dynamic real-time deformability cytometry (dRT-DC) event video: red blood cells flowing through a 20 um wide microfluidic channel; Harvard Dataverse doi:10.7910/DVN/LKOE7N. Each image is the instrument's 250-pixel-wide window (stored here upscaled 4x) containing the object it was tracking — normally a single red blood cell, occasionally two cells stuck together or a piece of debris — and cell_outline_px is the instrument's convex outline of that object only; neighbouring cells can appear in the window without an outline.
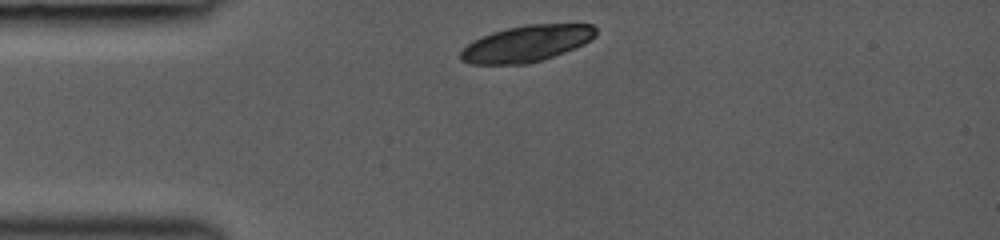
{"species": "common noctule bat (a hibernating species)", "species_latin": "Nyctalus noctula", "temperature_condition": "room temperature", "stored_images_in_passage": 21, "camera_frame_rate_fps": 3000, "um_per_image_px": 0.085, "animal": {"sex": "female", "body_mass_g": 19.0, "forearm_length_mm": 53.3}, "frame": {"image": 1, "passage_image": 1, "time_ms": 0.0, "image_size_px": [1000, 240], "cell_outline_px": [[596, 36], [584, 44], [564, 52], [528, 64], [472, 64], [460, 60], [460, 52], [468, 44], [492, 32], [524, 24], [592, 24], [596, 28]], "centroid_in_image_um": [44.78, 3.7], "position_along_channel_um": 40.2, "area_um2": 28.38}}
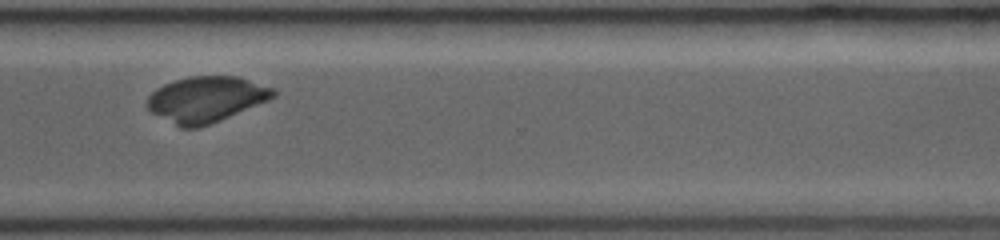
{"frame": {"image": 2, "passage_image": 18, "time_ms": 8.0, "image_size_px": [1000, 240], "cell_outline_px": [[276, 96], [268, 100], [220, 120], [200, 128], [180, 128], [148, 112], [148, 96], [156, 88], [164, 84], [188, 76], [236, 76], [276, 88]], "centroid_in_image_um": [17.5, 8.45], "position_along_channel_um": 353.1, "area_um2": 33.76}}
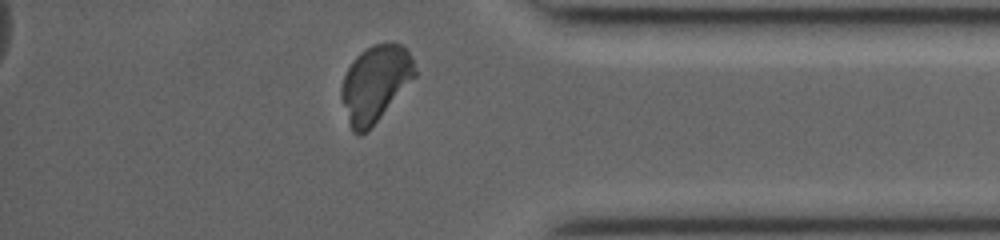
{"frame": {"image": 3, "passage_image": 21, "time_ms": 9.333, "image_size_px": [1000, 240], "cell_outline_px": [[416, 76], [380, 116], [360, 136], [356, 136], [352, 132], [340, 96], [340, 88], [344, 76], [348, 68], [356, 56], [360, 52], [372, 44], [400, 44], [412, 56], [416, 68]], "centroid_in_image_um": [31.87, 7.08], "position_along_channel_um": 403.3, "area_um2": 32.08}}